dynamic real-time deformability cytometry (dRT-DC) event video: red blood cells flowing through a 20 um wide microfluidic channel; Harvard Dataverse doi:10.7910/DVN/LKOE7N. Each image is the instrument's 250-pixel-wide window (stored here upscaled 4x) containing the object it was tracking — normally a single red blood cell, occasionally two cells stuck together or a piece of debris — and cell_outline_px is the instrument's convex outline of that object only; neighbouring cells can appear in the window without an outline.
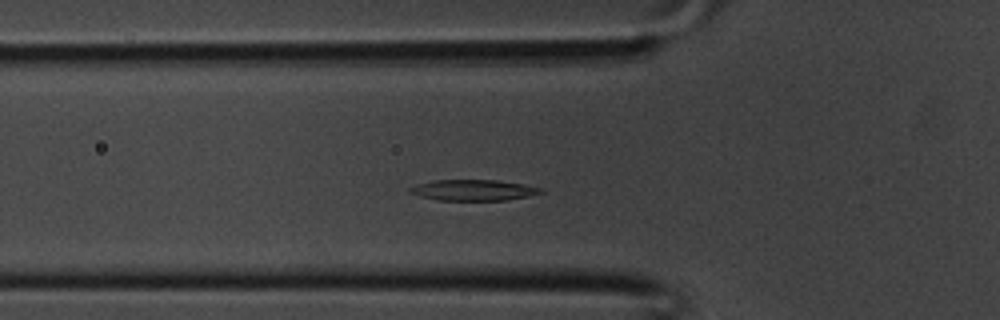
{"species": "common noctule bat (a hibernating species)", "species_latin": "Nyctalus noctula", "temperature_condition": "room temperature", "stored_images_in_passage": 32, "camera_frame_rate_fps": 3000, "um_per_image_px": 0.085, "animal": {"sex": "male", "body_mass_g": 20.1, "forearm_length_mm": 53.5}, "frame": {"image": 1, "passage_image": 6, "time_ms": 1.667, "image_size_px": [1000, 320], "cell_outline_px": [[544, 192], [528, 196], [508, 200], [436, 200], [420, 196], [408, 192], [408, 188], [416, 184], [436, 180], [496, 180], [524, 184], [544, 188]], "centroid_in_image_um": [40.25, 16.16], "position_along_channel_um": 85.6, "area_um2": 16.01}}
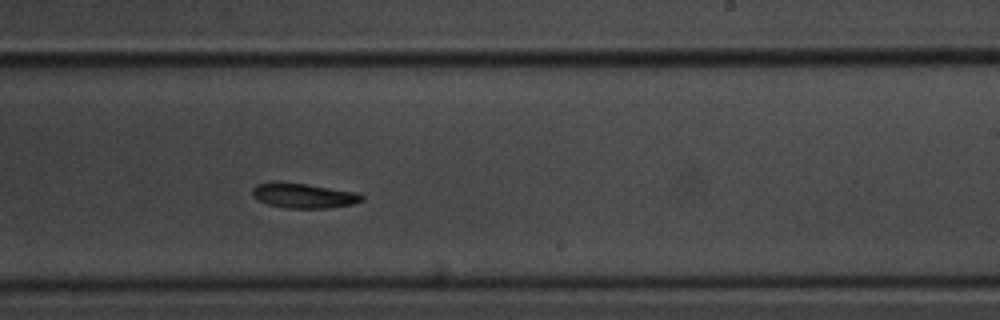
{"frame": {"image": 2, "passage_image": 16, "time_ms": 5.0, "image_size_px": [1000, 320], "cell_outline_px": [[364, 200], [352, 204], [328, 208], [284, 208], [268, 204], [256, 200], [252, 196], [252, 188], [256, 184], [304, 184], [360, 192], [364, 196]], "centroid_in_image_um": [25.87, 16.66], "position_along_channel_um": 263.1, "area_um2": 15.55}}
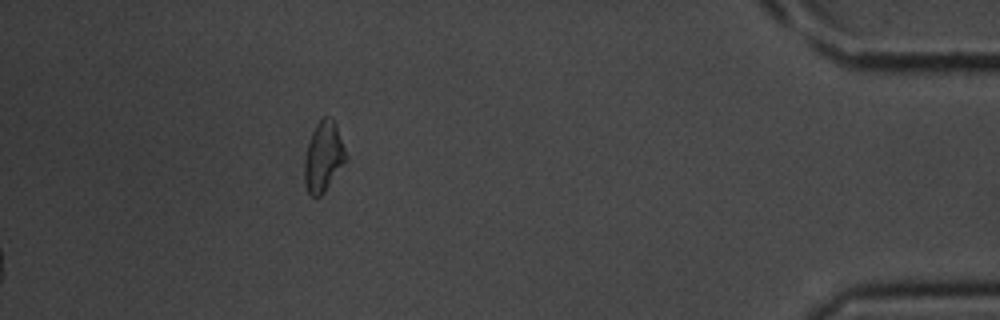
{"frame": {"image": 3, "passage_image": 32, "time_ms": 10.333, "image_size_px": [1000, 320], "cell_outline_px": [[348, 156], [324, 192], [320, 196], [312, 196], [308, 192], [304, 184], [304, 160], [308, 144], [312, 132], [316, 124], [324, 116], [328, 116], [336, 124]], "centroid_in_image_um": [27.48, 13.31], "position_along_channel_um": 407.7, "area_um2": 16.7}}